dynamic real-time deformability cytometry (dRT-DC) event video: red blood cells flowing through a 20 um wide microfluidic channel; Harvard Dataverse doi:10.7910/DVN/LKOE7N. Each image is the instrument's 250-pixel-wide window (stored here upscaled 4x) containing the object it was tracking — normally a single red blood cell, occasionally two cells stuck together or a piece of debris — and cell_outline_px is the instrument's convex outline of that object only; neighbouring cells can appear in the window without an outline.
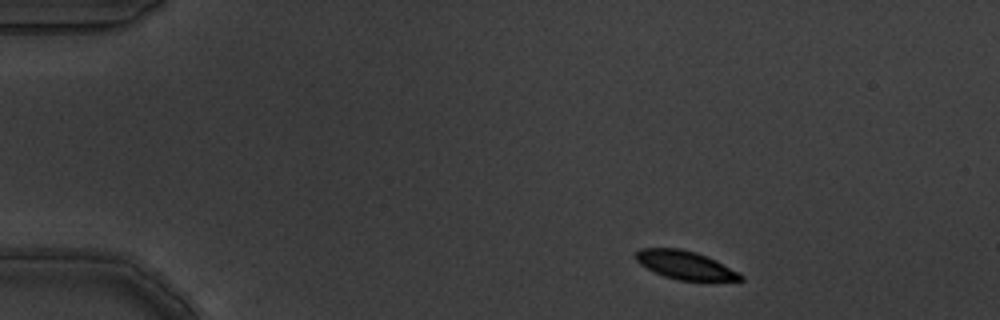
{"species": "common noctule bat (a hibernating species)", "species_latin": "Nyctalus noctula", "temperature_condition": "warm", "stored_images_in_passage": 6, "camera_frame_rate_fps": 3000, "um_per_image_px": 0.085, "animal": {"sex": "male", "body_mass_g": 19.5, "forearm_length_mm": 54.6}, "frame": {"image": 1, "passage_image": 1, "time_ms": 0.0, "image_size_px": [1000, 320], "cell_outline_px": [[744, 280], [680, 280], [664, 276], [640, 264], [632, 256], [640, 248], [680, 248], [696, 252], [716, 260], [740, 272], [744, 276]], "centroid_in_image_um": [58.24, 22.51], "position_along_channel_um": 26.8, "area_um2": 17.28}}
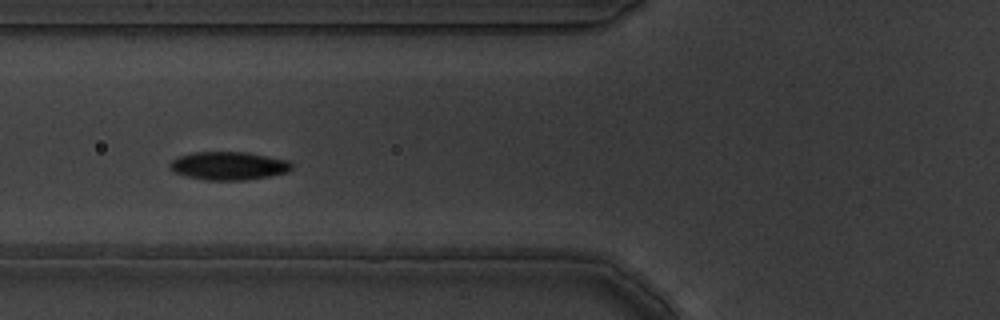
{"frame": {"image": 2, "passage_image": 5, "time_ms": 1.333, "image_size_px": [1000, 320], "cell_outline_px": [[292, 168], [288, 172], [268, 176], [244, 180], [208, 180], [188, 176], [172, 172], [168, 168], [168, 164], [172, 160], [180, 156], [192, 152], [248, 152], [288, 160], [292, 164]], "centroid_in_image_um": [19.41, 14.08], "position_along_channel_um": 106.4, "area_um2": 20.06}}
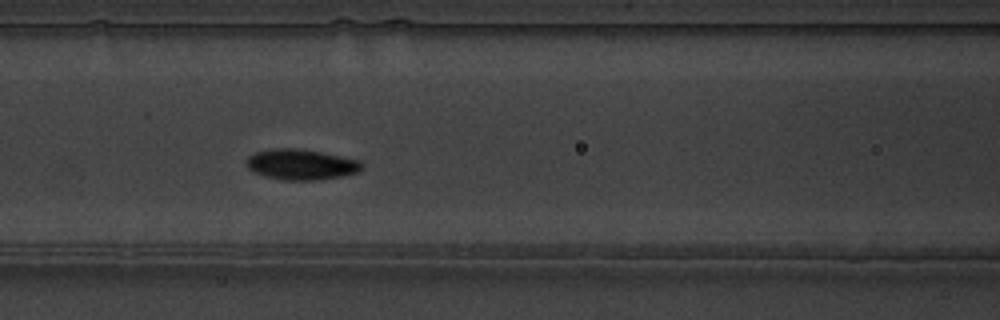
{"frame": {"image": 3, "passage_image": 6, "time_ms": 1.667, "image_size_px": [1000, 320], "cell_outline_px": [[364, 164], [360, 172], [320, 180], [284, 180], [264, 176], [252, 172], [244, 164], [248, 156], [256, 152], [276, 148], [296, 148], [320, 152], [360, 160]], "centroid_in_image_um": [25.58, 13.99], "position_along_channel_um": 141.0, "area_um2": 20.69}}